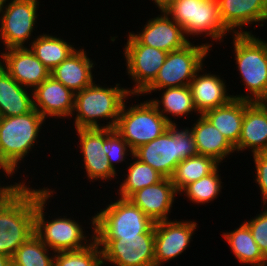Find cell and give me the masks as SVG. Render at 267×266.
I'll use <instances>...</instances> for the list:
<instances>
[{
    "label": "cell",
    "instance_id": "1",
    "mask_svg": "<svg viewBox=\"0 0 267 266\" xmlns=\"http://www.w3.org/2000/svg\"><path fill=\"white\" fill-rule=\"evenodd\" d=\"M53 193H55L54 189L48 187L35 189L34 234L54 253L86 248L95 240L94 216L90 217L89 223L93 232L91 236L89 233V236L86 235L82 224L71 216L67 218L61 215L57 216L58 218L46 220V206L51 202Z\"/></svg>",
    "mask_w": 267,
    "mask_h": 266
},
{
    "label": "cell",
    "instance_id": "2",
    "mask_svg": "<svg viewBox=\"0 0 267 266\" xmlns=\"http://www.w3.org/2000/svg\"><path fill=\"white\" fill-rule=\"evenodd\" d=\"M129 89L122 87L120 83L106 87L94 82L75 93L74 111L71 117L74 116V128L114 129L124 102L131 96L138 97L131 95ZM100 121H105L106 124Z\"/></svg>",
    "mask_w": 267,
    "mask_h": 266
},
{
    "label": "cell",
    "instance_id": "3",
    "mask_svg": "<svg viewBox=\"0 0 267 266\" xmlns=\"http://www.w3.org/2000/svg\"><path fill=\"white\" fill-rule=\"evenodd\" d=\"M35 189L23 180L0 202V254L12 258L34 234Z\"/></svg>",
    "mask_w": 267,
    "mask_h": 266
},
{
    "label": "cell",
    "instance_id": "4",
    "mask_svg": "<svg viewBox=\"0 0 267 266\" xmlns=\"http://www.w3.org/2000/svg\"><path fill=\"white\" fill-rule=\"evenodd\" d=\"M45 121L35 108L24 115L0 117V170L5 173L3 176L14 178L19 172L21 162L24 163V158L40 142V129Z\"/></svg>",
    "mask_w": 267,
    "mask_h": 266
},
{
    "label": "cell",
    "instance_id": "5",
    "mask_svg": "<svg viewBox=\"0 0 267 266\" xmlns=\"http://www.w3.org/2000/svg\"><path fill=\"white\" fill-rule=\"evenodd\" d=\"M233 54L246 94L235 99L260 102L267 97V40L254 34H232Z\"/></svg>",
    "mask_w": 267,
    "mask_h": 266
},
{
    "label": "cell",
    "instance_id": "6",
    "mask_svg": "<svg viewBox=\"0 0 267 266\" xmlns=\"http://www.w3.org/2000/svg\"><path fill=\"white\" fill-rule=\"evenodd\" d=\"M178 127V124H170L161 136L134 150L133 156L164 178H171L182 160L198 155L190 128Z\"/></svg>",
    "mask_w": 267,
    "mask_h": 266
},
{
    "label": "cell",
    "instance_id": "7",
    "mask_svg": "<svg viewBox=\"0 0 267 266\" xmlns=\"http://www.w3.org/2000/svg\"><path fill=\"white\" fill-rule=\"evenodd\" d=\"M160 9L183 28L187 38L210 37L211 49L213 41L221 44L227 34L232 35L221 21L217 0H167Z\"/></svg>",
    "mask_w": 267,
    "mask_h": 266
},
{
    "label": "cell",
    "instance_id": "8",
    "mask_svg": "<svg viewBox=\"0 0 267 266\" xmlns=\"http://www.w3.org/2000/svg\"><path fill=\"white\" fill-rule=\"evenodd\" d=\"M124 102L115 130L128 143L132 151L161 136L170 123L157 110L150 99L131 103Z\"/></svg>",
    "mask_w": 267,
    "mask_h": 266
},
{
    "label": "cell",
    "instance_id": "9",
    "mask_svg": "<svg viewBox=\"0 0 267 266\" xmlns=\"http://www.w3.org/2000/svg\"><path fill=\"white\" fill-rule=\"evenodd\" d=\"M199 44L190 41L184 47L169 52L155 80L137 96L145 97L167 87L189 86L211 51L208 43Z\"/></svg>",
    "mask_w": 267,
    "mask_h": 266
},
{
    "label": "cell",
    "instance_id": "10",
    "mask_svg": "<svg viewBox=\"0 0 267 266\" xmlns=\"http://www.w3.org/2000/svg\"><path fill=\"white\" fill-rule=\"evenodd\" d=\"M113 201L94 215L95 237L137 236L155 224L129 199L117 197Z\"/></svg>",
    "mask_w": 267,
    "mask_h": 266
},
{
    "label": "cell",
    "instance_id": "11",
    "mask_svg": "<svg viewBox=\"0 0 267 266\" xmlns=\"http://www.w3.org/2000/svg\"><path fill=\"white\" fill-rule=\"evenodd\" d=\"M95 241L102 251L103 266H155V224L137 236L95 237Z\"/></svg>",
    "mask_w": 267,
    "mask_h": 266
},
{
    "label": "cell",
    "instance_id": "12",
    "mask_svg": "<svg viewBox=\"0 0 267 266\" xmlns=\"http://www.w3.org/2000/svg\"><path fill=\"white\" fill-rule=\"evenodd\" d=\"M7 2L0 7V42L5 46L3 50L28 47L27 43L34 39L32 33L37 31L35 29L40 2L39 0Z\"/></svg>",
    "mask_w": 267,
    "mask_h": 266
},
{
    "label": "cell",
    "instance_id": "13",
    "mask_svg": "<svg viewBox=\"0 0 267 266\" xmlns=\"http://www.w3.org/2000/svg\"><path fill=\"white\" fill-rule=\"evenodd\" d=\"M124 45L126 73L133 82L129 93L140 95L155 80L168 53L142 45L130 32Z\"/></svg>",
    "mask_w": 267,
    "mask_h": 266
},
{
    "label": "cell",
    "instance_id": "14",
    "mask_svg": "<svg viewBox=\"0 0 267 266\" xmlns=\"http://www.w3.org/2000/svg\"><path fill=\"white\" fill-rule=\"evenodd\" d=\"M198 224L191 220L169 219L155 223V266H163L174 258L182 255L193 235L196 234Z\"/></svg>",
    "mask_w": 267,
    "mask_h": 266
},
{
    "label": "cell",
    "instance_id": "15",
    "mask_svg": "<svg viewBox=\"0 0 267 266\" xmlns=\"http://www.w3.org/2000/svg\"><path fill=\"white\" fill-rule=\"evenodd\" d=\"M77 133L78 147L81 151L82 161L86 172V178L90 182L100 181L104 183L117 179L118 171H115L103 148V128H79Z\"/></svg>",
    "mask_w": 267,
    "mask_h": 266
},
{
    "label": "cell",
    "instance_id": "16",
    "mask_svg": "<svg viewBox=\"0 0 267 266\" xmlns=\"http://www.w3.org/2000/svg\"><path fill=\"white\" fill-rule=\"evenodd\" d=\"M160 15L150 18L137 33L130 32L142 45L154 47L167 53L180 49L190 41L183 28L162 9Z\"/></svg>",
    "mask_w": 267,
    "mask_h": 266
},
{
    "label": "cell",
    "instance_id": "17",
    "mask_svg": "<svg viewBox=\"0 0 267 266\" xmlns=\"http://www.w3.org/2000/svg\"><path fill=\"white\" fill-rule=\"evenodd\" d=\"M0 64L19 84L31 90L50 76V70L29 47L4 50L0 53Z\"/></svg>",
    "mask_w": 267,
    "mask_h": 266
},
{
    "label": "cell",
    "instance_id": "18",
    "mask_svg": "<svg viewBox=\"0 0 267 266\" xmlns=\"http://www.w3.org/2000/svg\"><path fill=\"white\" fill-rule=\"evenodd\" d=\"M217 3L221 21L232 34H252V30L245 31L246 26L263 27L267 21V0H217Z\"/></svg>",
    "mask_w": 267,
    "mask_h": 266
},
{
    "label": "cell",
    "instance_id": "19",
    "mask_svg": "<svg viewBox=\"0 0 267 266\" xmlns=\"http://www.w3.org/2000/svg\"><path fill=\"white\" fill-rule=\"evenodd\" d=\"M33 106L47 120L69 119L74 111L75 93L51 75L33 90ZM58 117V118H57Z\"/></svg>",
    "mask_w": 267,
    "mask_h": 266
},
{
    "label": "cell",
    "instance_id": "20",
    "mask_svg": "<svg viewBox=\"0 0 267 266\" xmlns=\"http://www.w3.org/2000/svg\"><path fill=\"white\" fill-rule=\"evenodd\" d=\"M178 194L171 178H163L158 183L133 193L128 199L156 223L169 220Z\"/></svg>",
    "mask_w": 267,
    "mask_h": 266
},
{
    "label": "cell",
    "instance_id": "21",
    "mask_svg": "<svg viewBox=\"0 0 267 266\" xmlns=\"http://www.w3.org/2000/svg\"><path fill=\"white\" fill-rule=\"evenodd\" d=\"M204 66L197 71L189 84L192 101L199 115L216 107L224 106L234 98L233 94L227 92L229 91L227 90L229 89L228 85L226 86L227 80L224 77L221 78V75L209 73V71L207 73Z\"/></svg>",
    "mask_w": 267,
    "mask_h": 266
},
{
    "label": "cell",
    "instance_id": "22",
    "mask_svg": "<svg viewBox=\"0 0 267 266\" xmlns=\"http://www.w3.org/2000/svg\"><path fill=\"white\" fill-rule=\"evenodd\" d=\"M234 148L236 153L248 149L252 155L267 152V110L260 102L245 100L241 136Z\"/></svg>",
    "mask_w": 267,
    "mask_h": 266
},
{
    "label": "cell",
    "instance_id": "23",
    "mask_svg": "<svg viewBox=\"0 0 267 266\" xmlns=\"http://www.w3.org/2000/svg\"><path fill=\"white\" fill-rule=\"evenodd\" d=\"M84 48H77L63 62L50 71V75L72 92L77 93L90 86L95 80V61L88 57ZM93 70V71H92Z\"/></svg>",
    "mask_w": 267,
    "mask_h": 266
},
{
    "label": "cell",
    "instance_id": "24",
    "mask_svg": "<svg viewBox=\"0 0 267 266\" xmlns=\"http://www.w3.org/2000/svg\"><path fill=\"white\" fill-rule=\"evenodd\" d=\"M194 124L190 125L198 155L214 158L220 164L229 155L235 153L234 146L221 134V132L203 115H199Z\"/></svg>",
    "mask_w": 267,
    "mask_h": 266
},
{
    "label": "cell",
    "instance_id": "25",
    "mask_svg": "<svg viewBox=\"0 0 267 266\" xmlns=\"http://www.w3.org/2000/svg\"><path fill=\"white\" fill-rule=\"evenodd\" d=\"M33 109L32 90L19 84L0 64V117L24 115Z\"/></svg>",
    "mask_w": 267,
    "mask_h": 266
},
{
    "label": "cell",
    "instance_id": "26",
    "mask_svg": "<svg viewBox=\"0 0 267 266\" xmlns=\"http://www.w3.org/2000/svg\"><path fill=\"white\" fill-rule=\"evenodd\" d=\"M245 111V100L233 98L224 106L206 111L203 116L235 147L238 143Z\"/></svg>",
    "mask_w": 267,
    "mask_h": 266
},
{
    "label": "cell",
    "instance_id": "27",
    "mask_svg": "<svg viewBox=\"0 0 267 266\" xmlns=\"http://www.w3.org/2000/svg\"><path fill=\"white\" fill-rule=\"evenodd\" d=\"M157 91H162L161 97L159 96L160 100L151 98L150 101L170 124H176L177 122L168 115L173 116V119L176 117L186 118L192 113H197V117L199 116L194 107L189 86L167 87Z\"/></svg>",
    "mask_w": 267,
    "mask_h": 266
},
{
    "label": "cell",
    "instance_id": "28",
    "mask_svg": "<svg viewBox=\"0 0 267 266\" xmlns=\"http://www.w3.org/2000/svg\"><path fill=\"white\" fill-rule=\"evenodd\" d=\"M222 236L241 265L267 266V258L260 251L245 222L230 232H223Z\"/></svg>",
    "mask_w": 267,
    "mask_h": 266
},
{
    "label": "cell",
    "instance_id": "29",
    "mask_svg": "<svg viewBox=\"0 0 267 266\" xmlns=\"http://www.w3.org/2000/svg\"><path fill=\"white\" fill-rule=\"evenodd\" d=\"M58 35L41 33L36 36L28 47L35 56L51 71L63 62L77 48L72 43L57 37Z\"/></svg>",
    "mask_w": 267,
    "mask_h": 266
},
{
    "label": "cell",
    "instance_id": "30",
    "mask_svg": "<svg viewBox=\"0 0 267 266\" xmlns=\"http://www.w3.org/2000/svg\"><path fill=\"white\" fill-rule=\"evenodd\" d=\"M133 162H128L126 173L116 194L118 197L128 199L133 193L144 187L154 185L161 181L164 177L151 166L139 161L133 155ZM135 160V161H134ZM130 163V164H129Z\"/></svg>",
    "mask_w": 267,
    "mask_h": 266
},
{
    "label": "cell",
    "instance_id": "31",
    "mask_svg": "<svg viewBox=\"0 0 267 266\" xmlns=\"http://www.w3.org/2000/svg\"><path fill=\"white\" fill-rule=\"evenodd\" d=\"M220 165L219 162L209 156L189 157L177 165L171 176V181L179 193L185 186L212 173Z\"/></svg>",
    "mask_w": 267,
    "mask_h": 266
},
{
    "label": "cell",
    "instance_id": "32",
    "mask_svg": "<svg viewBox=\"0 0 267 266\" xmlns=\"http://www.w3.org/2000/svg\"><path fill=\"white\" fill-rule=\"evenodd\" d=\"M55 253L35 234L13 254L12 266H54Z\"/></svg>",
    "mask_w": 267,
    "mask_h": 266
},
{
    "label": "cell",
    "instance_id": "33",
    "mask_svg": "<svg viewBox=\"0 0 267 266\" xmlns=\"http://www.w3.org/2000/svg\"><path fill=\"white\" fill-rule=\"evenodd\" d=\"M219 170L218 166L212 173L188 184L179 192V195L184 196L185 194L184 197H187L193 204L212 203L222 193L223 189L222 177L218 173L220 172Z\"/></svg>",
    "mask_w": 267,
    "mask_h": 266
},
{
    "label": "cell",
    "instance_id": "34",
    "mask_svg": "<svg viewBox=\"0 0 267 266\" xmlns=\"http://www.w3.org/2000/svg\"><path fill=\"white\" fill-rule=\"evenodd\" d=\"M54 266H103L101 248L94 240L80 250L57 252Z\"/></svg>",
    "mask_w": 267,
    "mask_h": 266
},
{
    "label": "cell",
    "instance_id": "35",
    "mask_svg": "<svg viewBox=\"0 0 267 266\" xmlns=\"http://www.w3.org/2000/svg\"><path fill=\"white\" fill-rule=\"evenodd\" d=\"M103 148L111 167L117 171L116 165L130 160L127 156H132L133 151L122 136L114 129L103 128ZM115 163V164H114Z\"/></svg>",
    "mask_w": 267,
    "mask_h": 266
},
{
    "label": "cell",
    "instance_id": "36",
    "mask_svg": "<svg viewBox=\"0 0 267 266\" xmlns=\"http://www.w3.org/2000/svg\"><path fill=\"white\" fill-rule=\"evenodd\" d=\"M264 208L254 218L244 222L248 225L260 251L267 258V205Z\"/></svg>",
    "mask_w": 267,
    "mask_h": 266
},
{
    "label": "cell",
    "instance_id": "37",
    "mask_svg": "<svg viewBox=\"0 0 267 266\" xmlns=\"http://www.w3.org/2000/svg\"><path fill=\"white\" fill-rule=\"evenodd\" d=\"M253 156L254 166H255V182L257 187L259 186L260 198L262 200L263 206L267 204V152L257 153L251 155Z\"/></svg>",
    "mask_w": 267,
    "mask_h": 266
},
{
    "label": "cell",
    "instance_id": "38",
    "mask_svg": "<svg viewBox=\"0 0 267 266\" xmlns=\"http://www.w3.org/2000/svg\"><path fill=\"white\" fill-rule=\"evenodd\" d=\"M13 183L15 184L11 183L10 185H5L0 183V202L20 183V181Z\"/></svg>",
    "mask_w": 267,
    "mask_h": 266
},
{
    "label": "cell",
    "instance_id": "39",
    "mask_svg": "<svg viewBox=\"0 0 267 266\" xmlns=\"http://www.w3.org/2000/svg\"><path fill=\"white\" fill-rule=\"evenodd\" d=\"M0 266H12L11 257L0 254Z\"/></svg>",
    "mask_w": 267,
    "mask_h": 266
},
{
    "label": "cell",
    "instance_id": "40",
    "mask_svg": "<svg viewBox=\"0 0 267 266\" xmlns=\"http://www.w3.org/2000/svg\"><path fill=\"white\" fill-rule=\"evenodd\" d=\"M151 1H153L156 8L158 7V9H160L166 3L167 0H151Z\"/></svg>",
    "mask_w": 267,
    "mask_h": 266
},
{
    "label": "cell",
    "instance_id": "41",
    "mask_svg": "<svg viewBox=\"0 0 267 266\" xmlns=\"http://www.w3.org/2000/svg\"><path fill=\"white\" fill-rule=\"evenodd\" d=\"M260 103L266 108V110H267V97L266 98H264V99H262L261 101H260Z\"/></svg>",
    "mask_w": 267,
    "mask_h": 266
},
{
    "label": "cell",
    "instance_id": "42",
    "mask_svg": "<svg viewBox=\"0 0 267 266\" xmlns=\"http://www.w3.org/2000/svg\"><path fill=\"white\" fill-rule=\"evenodd\" d=\"M8 0H0V7H2Z\"/></svg>",
    "mask_w": 267,
    "mask_h": 266
}]
</instances>
